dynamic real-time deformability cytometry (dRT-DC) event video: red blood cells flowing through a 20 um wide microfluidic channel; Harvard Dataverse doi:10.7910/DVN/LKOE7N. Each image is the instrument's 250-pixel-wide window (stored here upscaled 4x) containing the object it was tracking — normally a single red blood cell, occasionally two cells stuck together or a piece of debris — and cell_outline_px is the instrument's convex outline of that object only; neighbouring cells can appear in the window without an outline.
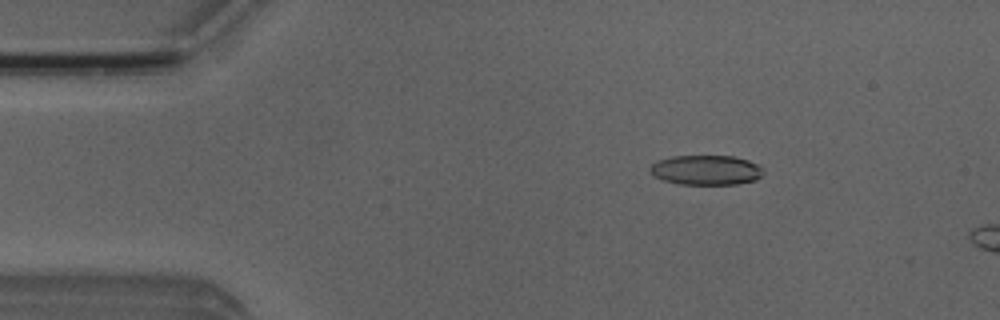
{"species": "Egyptian fruit bat (a non-hibernating species)", "species_latin": "Rousettus aegyptiacus", "temperature_condition": "room temperature", "stored_images_in_passage": 4, "camera_frame_rate_fps": 3000, "um_per_image_px": 0.085, "animal": {"sex": "male"}, "frame": {"image": 1, "passage_image": 3, "time_ms": 2.333, "image_size_px": [1000, 320], "cell_outline_px": [[764, 172], [756, 180], [736, 184], [680, 184], [664, 180], [652, 176], [648, 172], [648, 168], [656, 160], [672, 156], [732, 156], [748, 160], [764, 168]], "centroid_in_image_um": [59.98, 14.45], "position_along_channel_um": 25.0, "area_um2": 19.83}}